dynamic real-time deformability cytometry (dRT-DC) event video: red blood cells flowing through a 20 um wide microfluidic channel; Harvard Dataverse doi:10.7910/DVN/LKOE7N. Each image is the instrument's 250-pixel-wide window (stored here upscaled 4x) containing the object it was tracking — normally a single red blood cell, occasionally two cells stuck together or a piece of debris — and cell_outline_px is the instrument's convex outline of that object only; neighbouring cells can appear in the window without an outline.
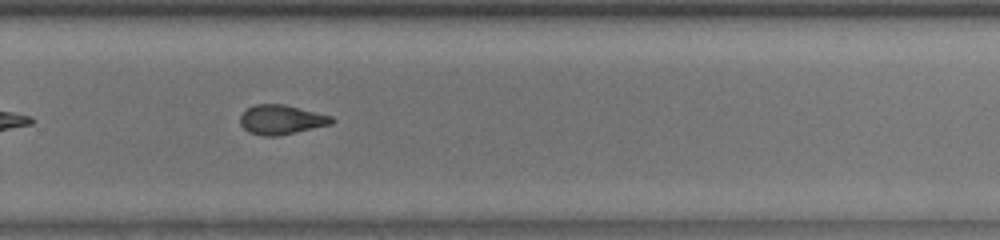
{"species": "common noctule bat (a hibernating species)", "species_latin": "Nyctalus noctula", "temperature_condition": "room temperature", "stored_images_in_passage": 35, "camera_frame_rate_fps": 3000, "um_per_image_px": 0.085, "animal": {"sex": "male", "body_mass_g": 13.0, "forearm_length_mm": 53.1}, "frame": {"image": 1, "passage_image": 20, "time_ms": 6.333, "image_size_px": [1000, 240], "cell_outline_px": [[336, 120], [332, 124], [276, 136], [264, 136], [248, 132], [240, 124], [240, 116], [248, 108], [256, 104], [284, 104], [332, 116]], "centroid_in_image_um": [23.92, 10.17], "position_along_channel_um": 305.9, "area_um2": 15.61}, "authors_computed_cell_mechanics": {"area_um2": 16.0684, "velocity_mm_per_s": 3.9756, "shape_relaxation_time_tau1_ms": 7.4733, "shape_relaxation_time_tau2_ms": 2.4997, "deformation_change_tau1": 0.1928, "deformation_change_tau2": 0.0482}}